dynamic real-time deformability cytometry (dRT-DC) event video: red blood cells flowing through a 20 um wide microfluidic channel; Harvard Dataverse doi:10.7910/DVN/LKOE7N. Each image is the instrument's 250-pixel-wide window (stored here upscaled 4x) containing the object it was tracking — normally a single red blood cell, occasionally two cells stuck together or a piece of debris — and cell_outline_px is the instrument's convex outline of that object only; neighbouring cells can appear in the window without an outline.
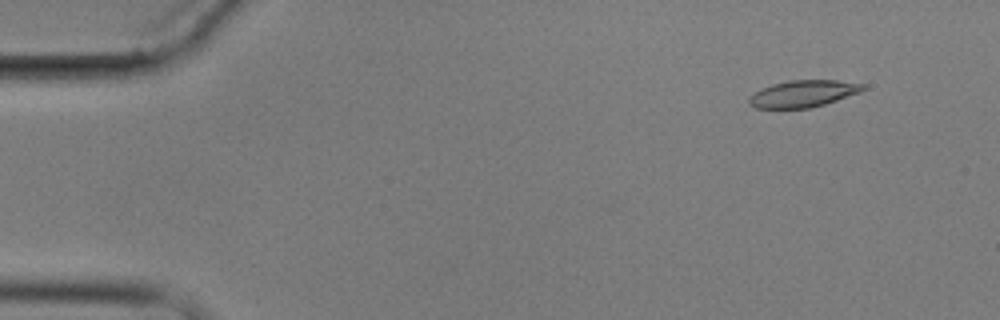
{"species": "common noctule bat (a hibernating species)", "species_latin": "Nyctalus noctula", "temperature_condition": "cold", "stored_images_in_passage": 4, "camera_frame_rate_fps": 3000, "um_per_image_px": 0.085, "animal": {"sex": "male", "body_mass_g": 17.9}, "frame": {"image": 1, "passage_image": 1, "time_ms": 0.0, "image_size_px": [1000, 320], "cell_outline_px": [[864, 88], [860, 92], [812, 108], [756, 108], [748, 104], [748, 100], [756, 92], [772, 84], [788, 80], [836, 80], [864, 84]], "centroid_in_image_um": [68.26, 7.96], "position_along_channel_um": 16.7, "area_um2": 17.57}}
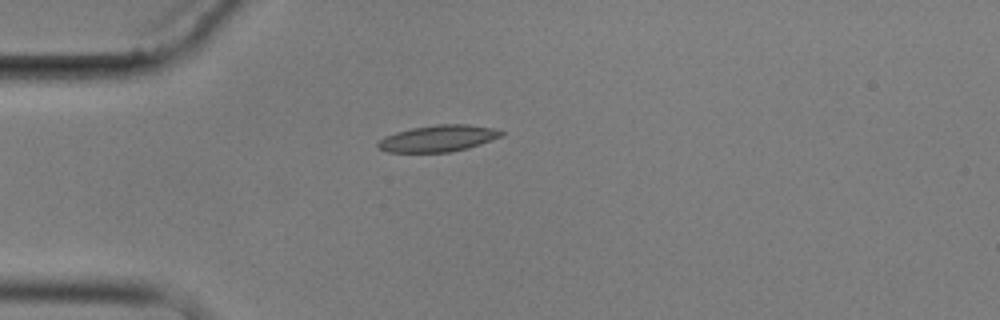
{"frame": {"image": 2, "passage_image": 4, "time_ms": 3.333, "image_size_px": [1000, 320], "cell_outline_px": [[504, 132], [500, 136], [480, 144], [468, 148], [452, 152], [388, 152], [380, 148], [376, 144], [384, 136], [396, 132], [412, 128], [436, 124], [468, 124], [492, 128]], "centroid_in_image_um": [37.22, 11.76], "position_along_channel_um": 47.8, "area_um2": 18.9}}